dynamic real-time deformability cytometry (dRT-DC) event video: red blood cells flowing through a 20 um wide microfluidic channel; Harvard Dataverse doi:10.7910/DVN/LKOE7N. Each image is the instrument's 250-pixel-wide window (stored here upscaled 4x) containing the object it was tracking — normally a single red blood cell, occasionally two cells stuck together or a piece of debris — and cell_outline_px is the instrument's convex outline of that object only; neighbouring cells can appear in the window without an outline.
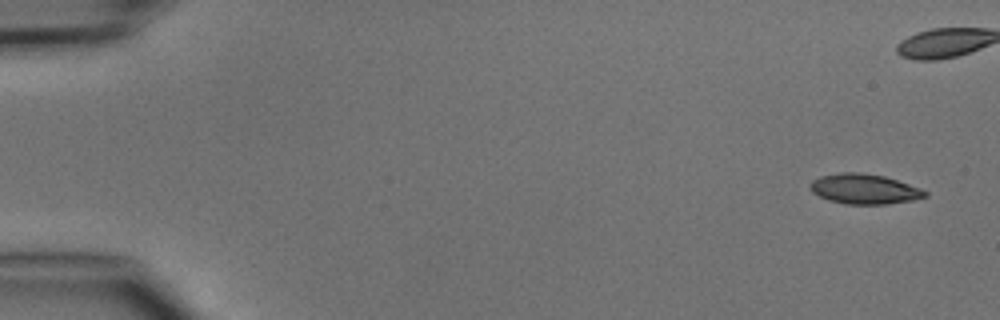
{"species": "common noctule bat (a hibernating species)", "species_latin": "Nyctalus noctula", "temperature_condition": "cold", "stored_images_in_passage": 7, "camera_frame_rate_fps": 3000, "um_per_image_px": 0.085, "animal": {"sex": "male", "body_mass_g": 15.6}, "frame": {"image": 1, "passage_image": 1, "time_ms": 0.0, "image_size_px": [1000, 320], "cell_outline_px": [[928, 196], [912, 200], [888, 204], [844, 204], [828, 200], [812, 192], [808, 184], [812, 180], [820, 176], [840, 172], [860, 172], [884, 176], [920, 188], [928, 192]], "centroid_in_image_um": [73.44, 16.06], "position_along_channel_um": 11.6, "area_um2": 20.17}}